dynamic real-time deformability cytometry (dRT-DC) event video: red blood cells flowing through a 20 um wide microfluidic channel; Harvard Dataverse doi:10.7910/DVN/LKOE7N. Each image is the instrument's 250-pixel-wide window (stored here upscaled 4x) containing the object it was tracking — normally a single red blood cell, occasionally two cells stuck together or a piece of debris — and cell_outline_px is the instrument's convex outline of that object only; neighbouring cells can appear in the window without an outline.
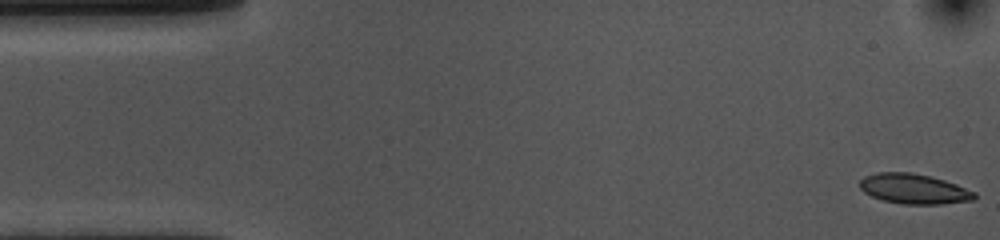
{"species": "common noctule bat (a hibernating species)", "species_latin": "Nyctalus noctula", "temperature_condition": "cold", "stored_images_in_passage": 54, "camera_frame_rate_fps": 3000, "um_per_image_px": 0.085, "animal": {"sex": "female", "body_mass_g": 10.0, "forearm_length_mm": 53.1}, "frame": {"image": 1, "passage_image": 1, "time_ms": 0.0, "image_size_px": [1000, 240], "cell_outline_px": [[976, 200], [944, 204], [904, 204], [884, 200], [872, 196], [864, 192], [860, 188], [860, 180], [864, 176], [876, 172], [912, 172], [932, 176], [956, 184], [976, 192]], "centroid_in_image_um": [77.71, 16.05], "position_along_channel_um": 7.3, "area_um2": 20.23}}
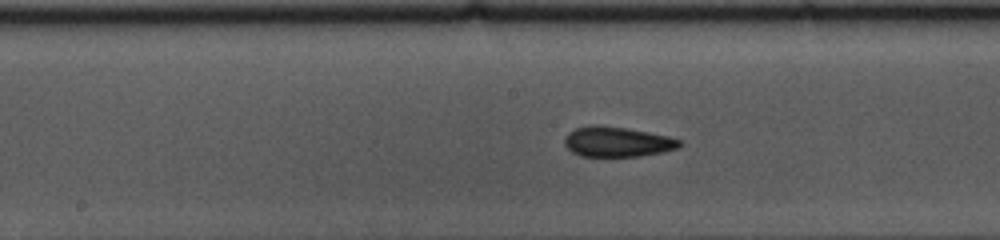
{"frame": {"image": 2, "passage_image": 26, "time_ms": 8.333, "image_size_px": [1000, 240], "cell_outline_px": [[684, 144], [676, 148], [660, 152], [640, 156], [580, 156], [572, 152], [564, 144], [564, 140], [568, 132], [576, 128], [592, 124], [596, 124], [628, 128], [668, 136], [680, 140]], "centroid_in_image_um": [52.44, 12.04], "position_along_channel_um": 195.8, "area_um2": 20.17}}
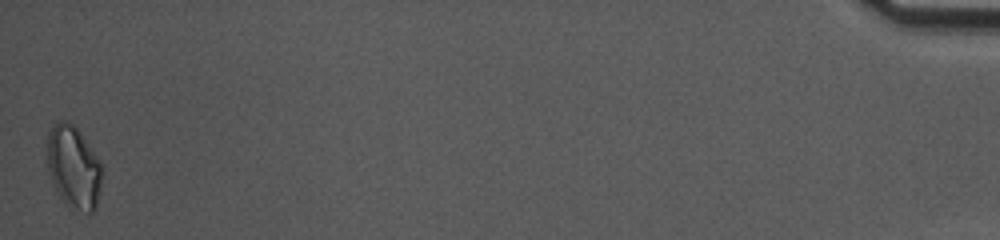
{"frame": {"image": 3, "passage_image": 54, "time_ms": 17.667, "image_size_px": [1000, 240], "cell_outline_px": [[100, 184], [96, 208], [92, 212], [88, 212], [64, 200], [56, 192], [48, 168], [48, 132], [60, 120], [64, 120], [72, 124], [80, 132], [100, 160]], "centroid_in_image_um": [6.25, 14.15], "position_along_channel_um": 428.9, "area_um2": 25.37}, "authors_computed_cell_mechanics": {"area_um2": 20.1722, "velocity_mm_per_s": 3.5886, "shape_relaxation_time_tau1_ms": 6.0878, "shape_relaxation_time_tau2_ms": 3.5703, "deformation_change_tau1": 0.098, "deformation_change_tau2": 0.0611}}